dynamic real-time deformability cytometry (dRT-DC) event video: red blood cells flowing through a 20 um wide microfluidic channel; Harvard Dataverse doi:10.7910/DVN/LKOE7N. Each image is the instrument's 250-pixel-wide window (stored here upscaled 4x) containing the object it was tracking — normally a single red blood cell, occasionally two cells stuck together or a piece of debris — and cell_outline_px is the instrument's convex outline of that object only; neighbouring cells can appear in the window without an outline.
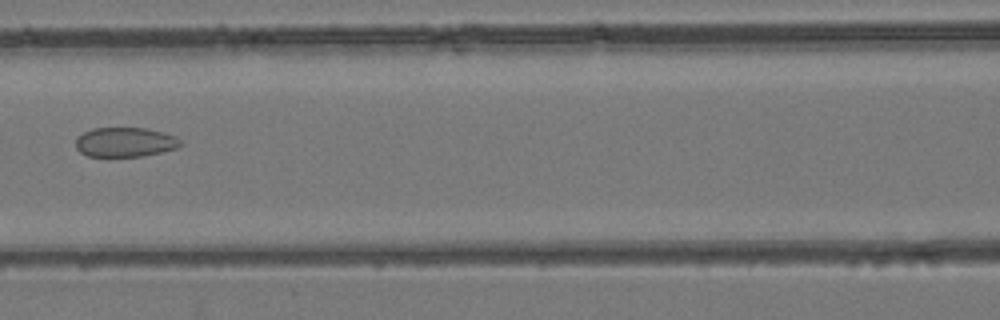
{"species": "common noctule bat (a hibernating species)", "species_latin": "Nyctalus noctula", "temperature_condition": "room temperature", "stored_images_in_passage": 4, "camera_frame_rate_fps": 3000, "um_per_image_px": 0.085, "animal": {"sex": "female", "body_mass_g": 24.6, "forearm_length_mm": 56.2}, "frame": {"image": 1, "passage_image": 3, "time_ms": 0.667, "image_size_px": [1000, 320], "cell_outline_px": [[184, 144], [176, 148], [144, 156], [88, 156], [80, 152], [76, 148], [76, 136], [92, 128], [148, 128], [176, 136]], "centroid_in_image_um": [10.63, 12.07], "position_along_channel_um": 156.0, "area_um2": 18.09}}
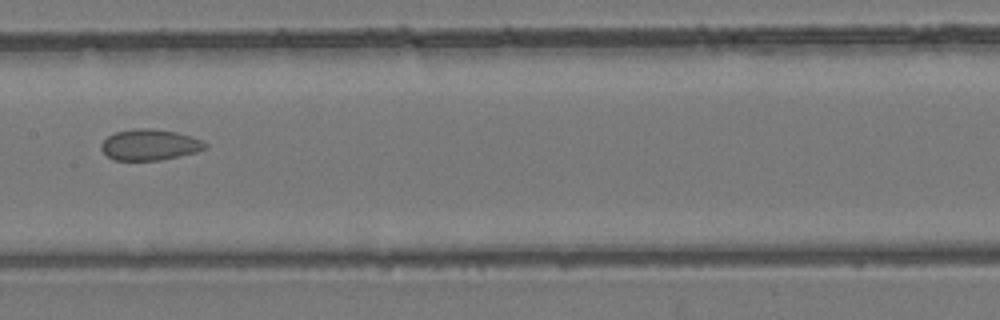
{"frame": {"image": 2, "passage_image": 4, "time_ms": 1.0, "image_size_px": [1000, 320], "cell_outline_px": [[208, 148], [196, 152], [180, 156], [160, 160], [112, 160], [100, 148], [100, 144], [108, 136], [116, 132], [132, 128], [148, 128], [176, 132], [192, 136], [204, 140], [208, 144]], "centroid_in_image_um": [12.76, 12.3], "position_along_channel_um": 194.6, "area_um2": 18.96}}